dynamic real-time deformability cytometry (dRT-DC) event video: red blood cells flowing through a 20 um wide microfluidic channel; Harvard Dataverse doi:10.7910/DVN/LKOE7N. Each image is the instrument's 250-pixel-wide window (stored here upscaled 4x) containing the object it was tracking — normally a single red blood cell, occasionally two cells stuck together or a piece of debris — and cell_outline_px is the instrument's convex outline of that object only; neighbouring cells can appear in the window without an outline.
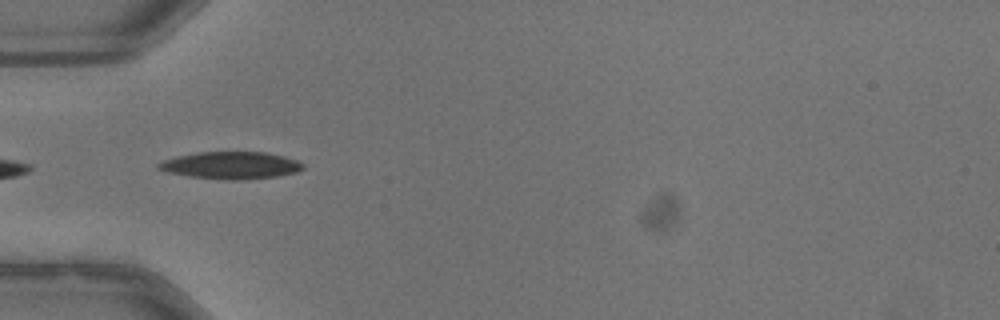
{"species": "common noctule bat (a hibernating species)", "species_latin": "Nyctalus noctula", "temperature_condition": "warm", "stored_images_in_passage": 3, "camera_frame_rate_fps": 3000, "um_per_image_px": 0.085, "animal": {"sex": "male", "body_mass_g": 13.3}, "frame": {"image": 1, "passage_image": 1, "time_ms": 0.0, "image_size_px": [1000, 320], "cell_outline_px": [[304, 168], [296, 172], [276, 176], [232, 180], [228, 180], [188, 176], [168, 172], [156, 168], [156, 164], [164, 160], [176, 156], [196, 152], [264, 152], [284, 156], [296, 160], [304, 164]], "centroid_in_image_um": [19.59, 14.04], "position_along_channel_um": 65.4, "area_um2": 22.77}}